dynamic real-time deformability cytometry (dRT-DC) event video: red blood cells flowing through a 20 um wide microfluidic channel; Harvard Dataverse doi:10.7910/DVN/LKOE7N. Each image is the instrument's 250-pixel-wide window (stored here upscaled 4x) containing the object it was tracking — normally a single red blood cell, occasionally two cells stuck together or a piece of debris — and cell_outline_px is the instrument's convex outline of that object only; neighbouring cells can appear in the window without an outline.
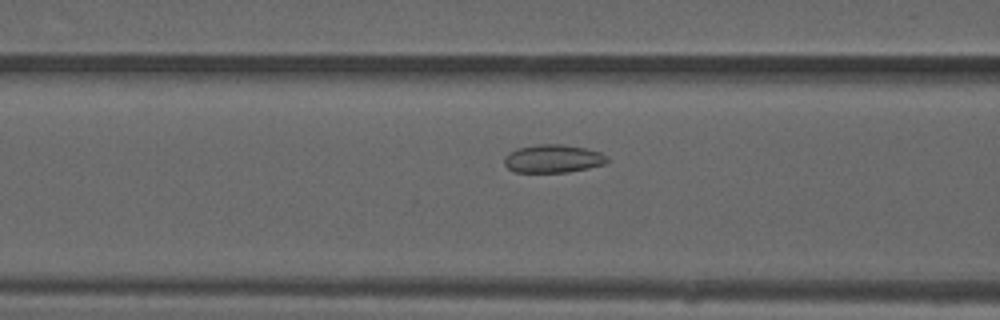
{"species": "common noctule bat (a hibernating species)", "species_latin": "Nyctalus noctula", "temperature_condition": "warm", "stored_images_in_passage": 44, "camera_frame_rate_fps": 3000, "um_per_image_px": 0.085, "animal": {"sex": "male", "forearm_length_mm": 52.5}, "frame": {"image": 1, "passage_image": 13, "time_ms": 4.0, "image_size_px": [1000, 320], "cell_outline_px": [[608, 160], [604, 164], [588, 168], [568, 172], [516, 172], [508, 168], [504, 164], [504, 160], [508, 152], [516, 148], [536, 144], [560, 144], [584, 148], [600, 152], [608, 156]], "centroid_in_image_um": [46.99, 13.48], "position_along_channel_um": 119.6, "area_um2": 16.88}}
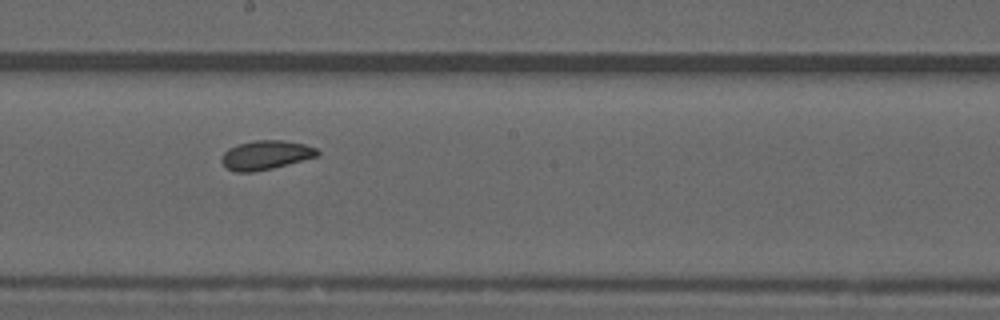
{"frame": {"image": 2, "passage_image": 21, "time_ms": 6.667, "image_size_px": [1000, 320], "cell_outline_px": [[320, 156], [272, 168], [252, 172], [236, 172], [228, 168], [220, 160], [224, 152], [228, 148], [236, 144], [256, 140], [284, 140], [304, 144], [316, 148], [320, 152]], "centroid_in_image_um": [22.61, 13.17], "position_along_channel_um": 225.6, "area_um2": 16.3}}
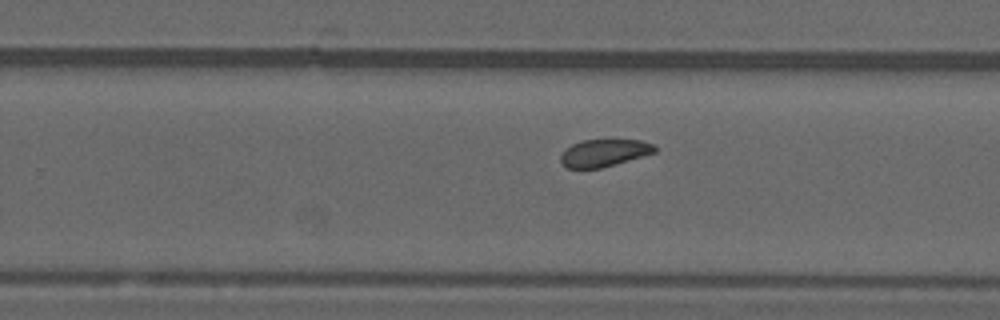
{"frame": {"image": 3, "passage_image": 25, "time_ms": 8.0, "image_size_px": [1000, 320], "cell_outline_px": [[656, 152], [600, 168], [568, 168], [560, 160], [560, 156], [572, 144], [580, 140], [640, 140], [652, 144], [656, 148]], "centroid_in_image_um": [51.34, 12.99], "position_along_channel_um": 278.5, "area_um2": 14.62}}